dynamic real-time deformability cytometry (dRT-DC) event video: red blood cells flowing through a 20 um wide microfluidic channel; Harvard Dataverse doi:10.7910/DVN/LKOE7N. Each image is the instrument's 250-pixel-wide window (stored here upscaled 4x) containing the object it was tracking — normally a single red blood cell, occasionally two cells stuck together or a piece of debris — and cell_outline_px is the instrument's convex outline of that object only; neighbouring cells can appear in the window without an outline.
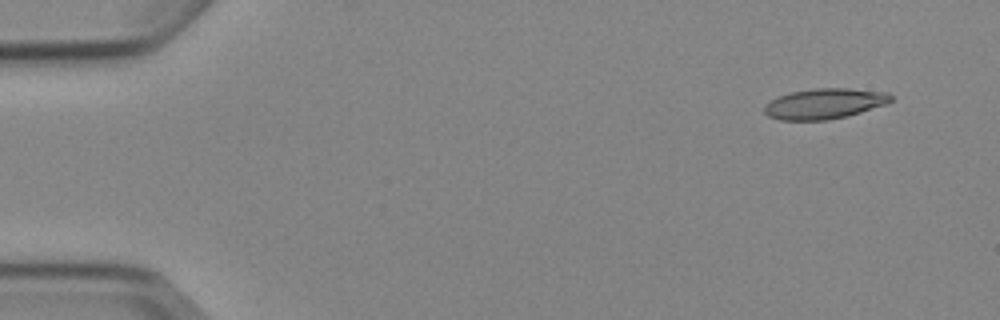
{"species": "Egyptian fruit bat (a non-hibernating species)", "species_latin": "Rousettus aegyptiacus", "temperature_condition": "cold", "stored_images_in_passage": 4, "camera_frame_rate_fps": 3000, "um_per_image_px": 0.085, "animal": {"sex": "female"}, "frame": {"image": 1, "passage_image": 1, "time_ms": 0.0, "image_size_px": [1000, 320], "cell_outline_px": [[892, 100], [888, 104], [848, 116], [828, 120], [780, 120], [768, 116], [764, 112], [764, 104], [780, 96], [792, 92], [816, 88], [848, 88], [888, 92], [892, 96]], "centroid_in_image_um": [70.12, 8.82], "position_along_channel_um": 14.9, "area_um2": 22.54}}
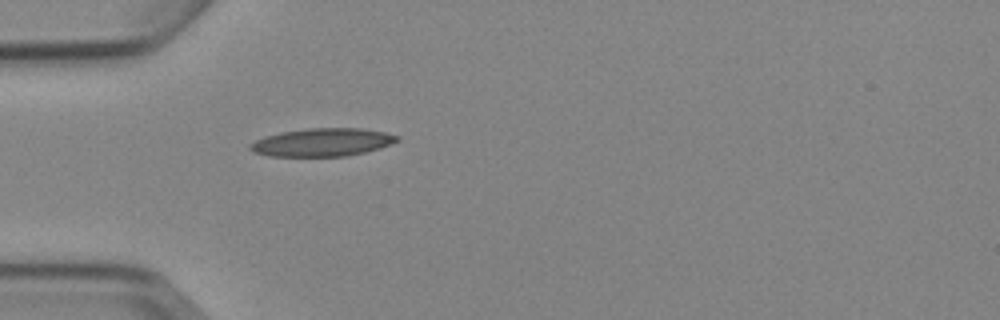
{"frame": {"image": 2, "passage_image": 4, "time_ms": 4.0, "image_size_px": [1000, 320], "cell_outline_px": [[400, 140], [392, 144], [380, 148], [348, 156], [268, 156], [252, 152], [248, 148], [248, 144], [264, 136], [280, 132], [308, 128], [360, 128], [384, 132], [400, 136]], "centroid_in_image_um": [27.38, 12.09], "position_along_channel_um": 57.6, "area_um2": 24.22}}